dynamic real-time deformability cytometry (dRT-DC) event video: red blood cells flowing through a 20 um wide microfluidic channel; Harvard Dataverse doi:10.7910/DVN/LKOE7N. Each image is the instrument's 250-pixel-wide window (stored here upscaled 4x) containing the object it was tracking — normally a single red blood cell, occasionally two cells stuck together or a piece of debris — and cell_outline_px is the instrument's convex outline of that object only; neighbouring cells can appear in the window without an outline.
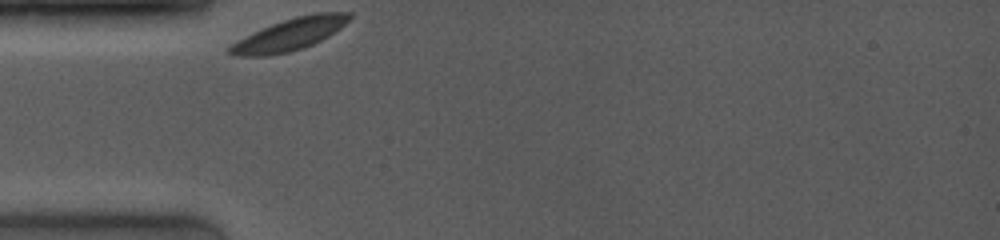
{"species": "common noctule bat (a hibernating species)", "species_latin": "Nyctalus noctula", "temperature_condition": "room temperature", "stored_images_in_passage": 4, "camera_frame_rate_fps": 4000, "um_per_image_px": 0.085, "animal": {"sex": "female", "body_mass_g": 19.0, "forearm_length_mm": 53.3}, "frame": {"image": 1, "passage_image": 1, "time_ms": 0.0, "image_size_px": [1000, 240], "cell_outline_px": [[352, 16], [340, 28], [328, 36], [312, 44], [288, 52], [264, 56], [232, 56], [228, 52], [228, 48], [232, 44], [272, 24], [296, 16], [316, 12], [352, 12]], "centroid_in_image_um": [24.66, 2.92], "position_along_channel_um": 60.3, "area_um2": 21.73}}
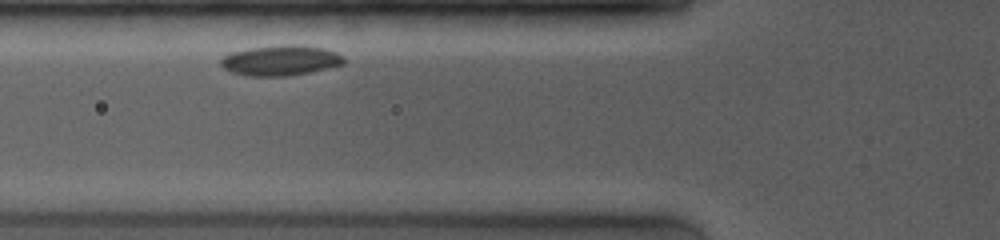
{"frame": {"image": 2, "passage_image": 3, "time_ms": 1.25, "image_size_px": [1000, 240], "cell_outline_px": [[344, 64], [328, 68], [288, 76], [244, 76], [232, 72], [224, 68], [220, 64], [220, 60], [224, 56], [232, 52], [252, 48], [280, 44], [296, 44], [324, 48], [336, 52], [344, 60]], "centroid_in_image_um": [23.83, 5.13], "position_along_channel_um": 102.0, "area_um2": 21.68}}